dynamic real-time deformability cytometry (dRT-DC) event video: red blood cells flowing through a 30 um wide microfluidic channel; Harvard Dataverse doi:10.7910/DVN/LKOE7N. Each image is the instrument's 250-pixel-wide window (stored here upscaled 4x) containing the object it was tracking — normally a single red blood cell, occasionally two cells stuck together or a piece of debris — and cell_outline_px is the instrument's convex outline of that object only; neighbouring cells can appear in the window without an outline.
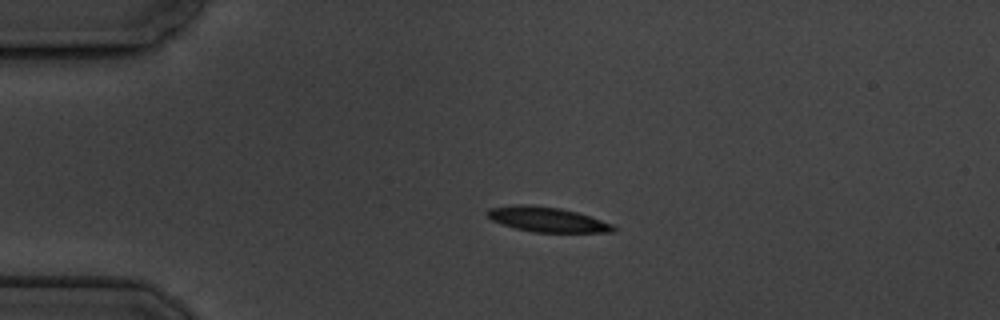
{"species": "common noctule bat (a hibernating species)", "species_latin": "Nyctalus noctula", "temperature_condition": "cold", "stored_images_in_passage": 3, "camera_frame_rate_fps": 3000, "um_per_image_px": 0.085, "animal": {"sex": "male", "body_mass_g": 19.5, "forearm_length_mm": 54.6}, "frame": {"image": 1, "passage_image": 3, "time_ms": 2.333, "image_size_px": [1000, 320], "cell_outline_px": [[616, 232], [532, 232], [500, 224], [492, 220], [488, 216], [488, 208], [520, 204], [528, 204], [560, 208], [576, 212], [612, 224], [616, 228]], "centroid_in_image_um": [46.49, 18.66], "position_along_channel_um": 38.5, "area_um2": 18.09}}